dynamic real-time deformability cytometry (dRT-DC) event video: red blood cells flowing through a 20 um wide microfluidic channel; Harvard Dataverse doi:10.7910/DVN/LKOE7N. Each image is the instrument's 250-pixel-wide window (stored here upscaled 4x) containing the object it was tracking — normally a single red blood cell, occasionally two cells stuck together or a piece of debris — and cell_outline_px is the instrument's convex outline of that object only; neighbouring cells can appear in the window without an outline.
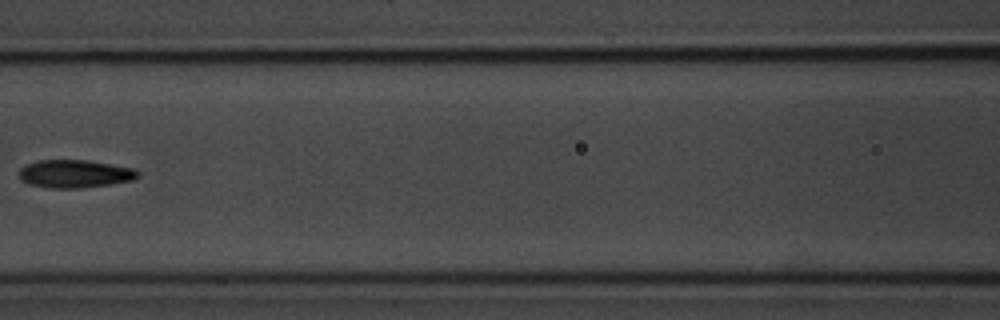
{"species": "common noctule bat (a hibernating species)", "species_latin": "Nyctalus noctula", "temperature_condition": "room temperature", "stored_images_in_passage": 9, "camera_frame_rate_fps": 3000, "um_per_image_px": 0.085, "animal": {"sex": "male", "body_mass_g": 20.1, "forearm_length_mm": 53.5}, "frame": {"image": 1, "passage_image": 8, "time_ms": 8.333, "image_size_px": [1000, 320], "cell_outline_px": [[140, 176], [132, 180], [84, 188], [52, 188], [28, 184], [20, 180], [20, 168], [28, 164], [40, 160], [88, 160], [136, 168], [140, 172]], "centroid_in_image_um": [6.4, 14.77], "position_along_channel_um": 160.2, "area_um2": 19.42}}
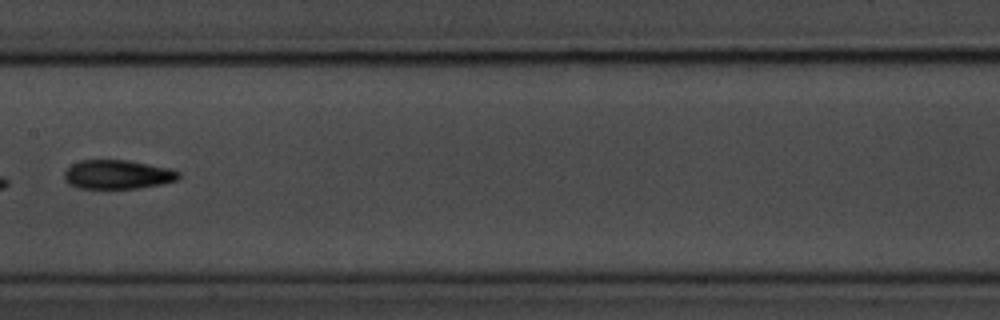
{"frame": {"image": 2, "passage_image": 9, "time_ms": 9.333, "image_size_px": [1000, 320], "cell_outline_px": [[180, 176], [176, 180], [160, 184], [136, 188], [76, 188], [68, 184], [64, 180], [64, 172], [72, 164], [80, 160], [128, 160], [172, 168], [180, 172]], "centroid_in_image_um": [9.98, 14.82], "position_along_channel_um": 197.4, "area_um2": 19.42}}